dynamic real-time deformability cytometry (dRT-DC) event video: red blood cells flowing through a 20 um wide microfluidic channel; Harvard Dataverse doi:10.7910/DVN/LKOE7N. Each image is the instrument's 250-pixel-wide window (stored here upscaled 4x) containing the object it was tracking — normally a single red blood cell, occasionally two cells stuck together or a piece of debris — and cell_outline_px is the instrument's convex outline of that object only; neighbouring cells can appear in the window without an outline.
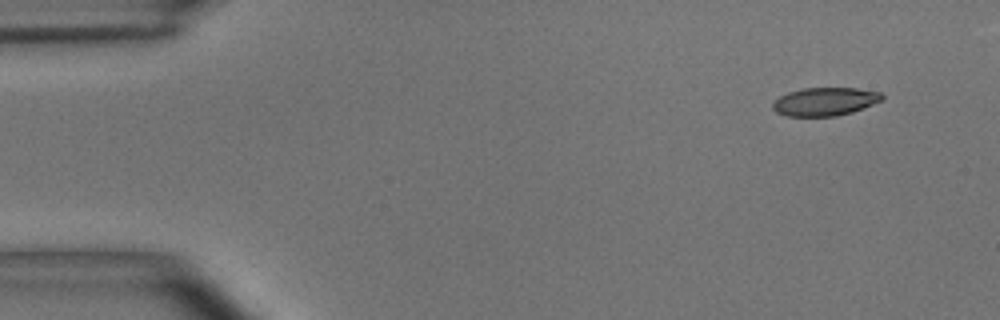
{"species": "common noctule bat (a hibernating species)", "species_latin": "Nyctalus noctula", "temperature_condition": "room temperature", "stored_images_in_passage": 6, "segment_of_instrument_passage": [2, 2], "camera_frame_rate_fps": 3000, "um_per_image_px": 0.085, "animal": {"sex": "male", "body_mass_g": 15.6}, "frame": {"image": 1, "passage_image": 6, "time_ms": 1.667, "image_size_px": [1000, 320], "cell_outline_px": [[884, 96], [880, 100], [872, 104], [852, 112], [836, 116], [788, 116], [776, 112], [772, 108], [772, 104], [780, 96], [788, 92], [800, 88], [856, 88], [880, 92]], "centroid_in_image_um": [70.09, 8.63], "position_along_channel_um": 14.9, "area_um2": 17.86}}